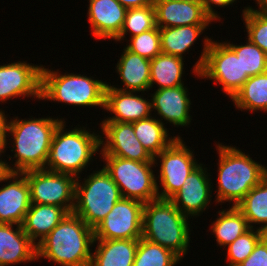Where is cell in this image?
Segmentation results:
<instances>
[{"instance_id":"1","label":"cell","mask_w":267,"mask_h":266,"mask_svg":"<svg viewBox=\"0 0 267 266\" xmlns=\"http://www.w3.org/2000/svg\"><path fill=\"white\" fill-rule=\"evenodd\" d=\"M61 119L50 117L34 118L29 120L13 117L7 119L5 131V145L7 137L12 136L15 163L12 165L6 162L9 172H26L29 170L45 169L52 138ZM10 134V135H9Z\"/></svg>"},{"instance_id":"2","label":"cell","mask_w":267,"mask_h":266,"mask_svg":"<svg viewBox=\"0 0 267 266\" xmlns=\"http://www.w3.org/2000/svg\"><path fill=\"white\" fill-rule=\"evenodd\" d=\"M94 240V229L68 213L37 245V260L44 257L60 266H90Z\"/></svg>"},{"instance_id":"3","label":"cell","mask_w":267,"mask_h":266,"mask_svg":"<svg viewBox=\"0 0 267 266\" xmlns=\"http://www.w3.org/2000/svg\"><path fill=\"white\" fill-rule=\"evenodd\" d=\"M219 154L217 203L232 202L236 206L267 175V166L252 160L237 147L216 144Z\"/></svg>"},{"instance_id":"4","label":"cell","mask_w":267,"mask_h":266,"mask_svg":"<svg viewBox=\"0 0 267 266\" xmlns=\"http://www.w3.org/2000/svg\"><path fill=\"white\" fill-rule=\"evenodd\" d=\"M63 121L56 128L45 169L69 174L78 178L88 165L96 152H99L101 135L90 133L86 127H74L64 130L66 123Z\"/></svg>"},{"instance_id":"5","label":"cell","mask_w":267,"mask_h":266,"mask_svg":"<svg viewBox=\"0 0 267 266\" xmlns=\"http://www.w3.org/2000/svg\"><path fill=\"white\" fill-rule=\"evenodd\" d=\"M188 217L170 200L144 203L142 238L171 250L180 259L188 253L191 230Z\"/></svg>"},{"instance_id":"6","label":"cell","mask_w":267,"mask_h":266,"mask_svg":"<svg viewBox=\"0 0 267 266\" xmlns=\"http://www.w3.org/2000/svg\"><path fill=\"white\" fill-rule=\"evenodd\" d=\"M107 83L81 74H60L42 66L41 99L73 106L105 107Z\"/></svg>"},{"instance_id":"7","label":"cell","mask_w":267,"mask_h":266,"mask_svg":"<svg viewBox=\"0 0 267 266\" xmlns=\"http://www.w3.org/2000/svg\"><path fill=\"white\" fill-rule=\"evenodd\" d=\"M75 182V206L73 213L94 229L111 212L122 195L104 167L93 171L81 183Z\"/></svg>"},{"instance_id":"8","label":"cell","mask_w":267,"mask_h":266,"mask_svg":"<svg viewBox=\"0 0 267 266\" xmlns=\"http://www.w3.org/2000/svg\"><path fill=\"white\" fill-rule=\"evenodd\" d=\"M201 57L193 66V73L201 79L209 78L222 85L223 92L231 99L249 79L242 75L240 56L225 42L204 37Z\"/></svg>"},{"instance_id":"9","label":"cell","mask_w":267,"mask_h":266,"mask_svg":"<svg viewBox=\"0 0 267 266\" xmlns=\"http://www.w3.org/2000/svg\"><path fill=\"white\" fill-rule=\"evenodd\" d=\"M101 156L105 161L103 167L119 187L122 198L135 199L143 203L159 199L156 175L152 170L157 162H138L110 155Z\"/></svg>"},{"instance_id":"10","label":"cell","mask_w":267,"mask_h":266,"mask_svg":"<svg viewBox=\"0 0 267 266\" xmlns=\"http://www.w3.org/2000/svg\"><path fill=\"white\" fill-rule=\"evenodd\" d=\"M30 188L31 204L54 205L73 213L76 178L47 169L23 172Z\"/></svg>"},{"instance_id":"11","label":"cell","mask_w":267,"mask_h":266,"mask_svg":"<svg viewBox=\"0 0 267 266\" xmlns=\"http://www.w3.org/2000/svg\"><path fill=\"white\" fill-rule=\"evenodd\" d=\"M194 157L193 151L185 145L181 137L154 157L155 163L157 158L160 160V175L156 177L159 199L170 200L181 189L185 179L200 165ZM157 178L160 179L162 191L159 190Z\"/></svg>"},{"instance_id":"12","label":"cell","mask_w":267,"mask_h":266,"mask_svg":"<svg viewBox=\"0 0 267 266\" xmlns=\"http://www.w3.org/2000/svg\"><path fill=\"white\" fill-rule=\"evenodd\" d=\"M144 203L135 199L121 198L111 212L94 228V238L140 239L142 237Z\"/></svg>"},{"instance_id":"13","label":"cell","mask_w":267,"mask_h":266,"mask_svg":"<svg viewBox=\"0 0 267 266\" xmlns=\"http://www.w3.org/2000/svg\"><path fill=\"white\" fill-rule=\"evenodd\" d=\"M42 66L26 61L0 65V102L19 97L40 100Z\"/></svg>"},{"instance_id":"14","label":"cell","mask_w":267,"mask_h":266,"mask_svg":"<svg viewBox=\"0 0 267 266\" xmlns=\"http://www.w3.org/2000/svg\"><path fill=\"white\" fill-rule=\"evenodd\" d=\"M102 123V124H101ZM101 150L99 154L116 156L138 162H154L134 133L132 123L101 122Z\"/></svg>"},{"instance_id":"15","label":"cell","mask_w":267,"mask_h":266,"mask_svg":"<svg viewBox=\"0 0 267 266\" xmlns=\"http://www.w3.org/2000/svg\"><path fill=\"white\" fill-rule=\"evenodd\" d=\"M195 168L185 179L181 189L170 199L182 214L190 218L197 217L204 212L211 202L212 186L211 176L207 168L202 166ZM207 172V173H206Z\"/></svg>"},{"instance_id":"16","label":"cell","mask_w":267,"mask_h":266,"mask_svg":"<svg viewBox=\"0 0 267 266\" xmlns=\"http://www.w3.org/2000/svg\"><path fill=\"white\" fill-rule=\"evenodd\" d=\"M133 91H122L107 84L105 90V107L114 116L102 122L133 123L151 117V100ZM137 94V95H136Z\"/></svg>"},{"instance_id":"17","label":"cell","mask_w":267,"mask_h":266,"mask_svg":"<svg viewBox=\"0 0 267 266\" xmlns=\"http://www.w3.org/2000/svg\"><path fill=\"white\" fill-rule=\"evenodd\" d=\"M8 180L0 187V223L21 225L31 206L29 184L21 172H9Z\"/></svg>"},{"instance_id":"18","label":"cell","mask_w":267,"mask_h":266,"mask_svg":"<svg viewBox=\"0 0 267 266\" xmlns=\"http://www.w3.org/2000/svg\"><path fill=\"white\" fill-rule=\"evenodd\" d=\"M156 26L159 28L188 25H210L213 20L205 13L200 0L153 1Z\"/></svg>"},{"instance_id":"19","label":"cell","mask_w":267,"mask_h":266,"mask_svg":"<svg viewBox=\"0 0 267 266\" xmlns=\"http://www.w3.org/2000/svg\"><path fill=\"white\" fill-rule=\"evenodd\" d=\"M188 89L184 86H176L172 88L157 89L152 95L151 105L152 111L156 110L157 115L161 119V123H168L178 127H185L190 124L192 118L189 114L191 100L188 97ZM163 118V119H162Z\"/></svg>"},{"instance_id":"20","label":"cell","mask_w":267,"mask_h":266,"mask_svg":"<svg viewBox=\"0 0 267 266\" xmlns=\"http://www.w3.org/2000/svg\"><path fill=\"white\" fill-rule=\"evenodd\" d=\"M127 8L117 0H89L88 21L96 39H115L121 32Z\"/></svg>"},{"instance_id":"21","label":"cell","mask_w":267,"mask_h":266,"mask_svg":"<svg viewBox=\"0 0 267 266\" xmlns=\"http://www.w3.org/2000/svg\"><path fill=\"white\" fill-rule=\"evenodd\" d=\"M14 225L0 223V266L37 260V245L21 225Z\"/></svg>"},{"instance_id":"22","label":"cell","mask_w":267,"mask_h":266,"mask_svg":"<svg viewBox=\"0 0 267 266\" xmlns=\"http://www.w3.org/2000/svg\"><path fill=\"white\" fill-rule=\"evenodd\" d=\"M116 65V72L120 76L122 91L145 92L150 90V60L132 53L124 48ZM125 87V88H124Z\"/></svg>"},{"instance_id":"23","label":"cell","mask_w":267,"mask_h":266,"mask_svg":"<svg viewBox=\"0 0 267 266\" xmlns=\"http://www.w3.org/2000/svg\"><path fill=\"white\" fill-rule=\"evenodd\" d=\"M67 214L63 207L31 204L21 226L28 237L38 245Z\"/></svg>"},{"instance_id":"24","label":"cell","mask_w":267,"mask_h":266,"mask_svg":"<svg viewBox=\"0 0 267 266\" xmlns=\"http://www.w3.org/2000/svg\"><path fill=\"white\" fill-rule=\"evenodd\" d=\"M139 239H95L90 266H133Z\"/></svg>"},{"instance_id":"25","label":"cell","mask_w":267,"mask_h":266,"mask_svg":"<svg viewBox=\"0 0 267 266\" xmlns=\"http://www.w3.org/2000/svg\"><path fill=\"white\" fill-rule=\"evenodd\" d=\"M134 133L143 147L154 158L162 150L169 147L180 136H170L164 123L151 116L149 118L133 122ZM173 137V138H172Z\"/></svg>"},{"instance_id":"26","label":"cell","mask_w":267,"mask_h":266,"mask_svg":"<svg viewBox=\"0 0 267 266\" xmlns=\"http://www.w3.org/2000/svg\"><path fill=\"white\" fill-rule=\"evenodd\" d=\"M209 25H188L160 28L161 51L164 54L183 57Z\"/></svg>"},{"instance_id":"27","label":"cell","mask_w":267,"mask_h":266,"mask_svg":"<svg viewBox=\"0 0 267 266\" xmlns=\"http://www.w3.org/2000/svg\"><path fill=\"white\" fill-rule=\"evenodd\" d=\"M184 58L160 53L150 60V89L157 84L158 89L184 85L182 75Z\"/></svg>"},{"instance_id":"28","label":"cell","mask_w":267,"mask_h":266,"mask_svg":"<svg viewBox=\"0 0 267 266\" xmlns=\"http://www.w3.org/2000/svg\"><path fill=\"white\" fill-rule=\"evenodd\" d=\"M250 229L247 219L243 213L236 207L231 205L227 210L222 209L218 212L216 221H213L211 230L212 235L220 248L231 244L237 237Z\"/></svg>"},{"instance_id":"29","label":"cell","mask_w":267,"mask_h":266,"mask_svg":"<svg viewBox=\"0 0 267 266\" xmlns=\"http://www.w3.org/2000/svg\"><path fill=\"white\" fill-rule=\"evenodd\" d=\"M231 100L241 111L267 112V72L249 77Z\"/></svg>"},{"instance_id":"30","label":"cell","mask_w":267,"mask_h":266,"mask_svg":"<svg viewBox=\"0 0 267 266\" xmlns=\"http://www.w3.org/2000/svg\"><path fill=\"white\" fill-rule=\"evenodd\" d=\"M247 219L250 228L259 224L258 229L267 233V175L236 205Z\"/></svg>"},{"instance_id":"31","label":"cell","mask_w":267,"mask_h":266,"mask_svg":"<svg viewBox=\"0 0 267 266\" xmlns=\"http://www.w3.org/2000/svg\"><path fill=\"white\" fill-rule=\"evenodd\" d=\"M180 260L171 250L141 237L138 240L133 266H174Z\"/></svg>"},{"instance_id":"32","label":"cell","mask_w":267,"mask_h":266,"mask_svg":"<svg viewBox=\"0 0 267 266\" xmlns=\"http://www.w3.org/2000/svg\"><path fill=\"white\" fill-rule=\"evenodd\" d=\"M156 27V17L154 5L127 9L125 21L120 34L115 41L125 40V35L131 33L130 37L141 34L144 31L152 30Z\"/></svg>"},{"instance_id":"33","label":"cell","mask_w":267,"mask_h":266,"mask_svg":"<svg viewBox=\"0 0 267 266\" xmlns=\"http://www.w3.org/2000/svg\"><path fill=\"white\" fill-rule=\"evenodd\" d=\"M226 43L240 56L242 75L252 77L267 72V54L248 38L245 45Z\"/></svg>"},{"instance_id":"34","label":"cell","mask_w":267,"mask_h":266,"mask_svg":"<svg viewBox=\"0 0 267 266\" xmlns=\"http://www.w3.org/2000/svg\"><path fill=\"white\" fill-rule=\"evenodd\" d=\"M245 7L242 17L248 39L267 54V12L261 7Z\"/></svg>"},{"instance_id":"35","label":"cell","mask_w":267,"mask_h":266,"mask_svg":"<svg viewBox=\"0 0 267 266\" xmlns=\"http://www.w3.org/2000/svg\"><path fill=\"white\" fill-rule=\"evenodd\" d=\"M265 234L264 231L256 227L250 228L248 231L237 237L231 244L226 246V259H228L226 261L228 262V266H238L244 262Z\"/></svg>"},{"instance_id":"36","label":"cell","mask_w":267,"mask_h":266,"mask_svg":"<svg viewBox=\"0 0 267 266\" xmlns=\"http://www.w3.org/2000/svg\"><path fill=\"white\" fill-rule=\"evenodd\" d=\"M128 41H130V43H128L125 48L146 59L152 60L162 53L160 28L158 26L152 30H147L141 34L135 35Z\"/></svg>"},{"instance_id":"37","label":"cell","mask_w":267,"mask_h":266,"mask_svg":"<svg viewBox=\"0 0 267 266\" xmlns=\"http://www.w3.org/2000/svg\"><path fill=\"white\" fill-rule=\"evenodd\" d=\"M238 266H267V233L246 260Z\"/></svg>"},{"instance_id":"38","label":"cell","mask_w":267,"mask_h":266,"mask_svg":"<svg viewBox=\"0 0 267 266\" xmlns=\"http://www.w3.org/2000/svg\"><path fill=\"white\" fill-rule=\"evenodd\" d=\"M205 13L215 22V20H220V16L212 8L213 6L226 7L232 5L236 0H200ZM212 4V5H211Z\"/></svg>"},{"instance_id":"39","label":"cell","mask_w":267,"mask_h":266,"mask_svg":"<svg viewBox=\"0 0 267 266\" xmlns=\"http://www.w3.org/2000/svg\"><path fill=\"white\" fill-rule=\"evenodd\" d=\"M117 1L127 9L144 7L153 4V0H117Z\"/></svg>"},{"instance_id":"40","label":"cell","mask_w":267,"mask_h":266,"mask_svg":"<svg viewBox=\"0 0 267 266\" xmlns=\"http://www.w3.org/2000/svg\"><path fill=\"white\" fill-rule=\"evenodd\" d=\"M7 116L5 111L0 109V142H5V131H6Z\"/></svg>"},{"instance_id":"41","label":"cell","mask_w":267,"mask_h":266,"mask_svg":"<svg viewBox=\"0 0 267 266\" xmlns=\"http://www.w3.org/2000/svg\"><path fill=\"white\" fill-rule=\"evenodd\" d=\"M9 170L6 165V161L0 160V182L8 181Z\"/></svg>"},{"instance_id":"42","label":"cell","mask_w":267,"mask_h":266,"mask_svg":"<svg viewBox=\"0 0 267 266\" xmlns=\"http://www.w3.org/2000/svg\"><path fill=\"white\" fill-rule=\"evenodd\" d=\"M255 2L267 12V0H256Z\"/></svg>"},{"instance_id":"43","label":"cell","mask_w":267,"mask_h":266,"mask_svg":"<svg viewBox=\"0 0 267 266\" xmlns=\"http://www.w3.org/2000/svg\"><path fill=\"white\" fill-rule=\"evenodd\" d=\"M4 145H5V142H0V156L2 155V153H5L6 151L4 148ZM0 160H2V158Z\"/></svg>"},{"instance_id":"44","label":"cell","mask_w":267,"mask_h":266,"mask_svg":"<svg viewBox=\"0 0 267 266\" xmlns=\"http://www.w3.org/2000/svg\"><path fill=\"white\" fill-rule=\"evenodd\" d=\"M153 1H189V0H153Z\"/></svg>"}]
</instances>
